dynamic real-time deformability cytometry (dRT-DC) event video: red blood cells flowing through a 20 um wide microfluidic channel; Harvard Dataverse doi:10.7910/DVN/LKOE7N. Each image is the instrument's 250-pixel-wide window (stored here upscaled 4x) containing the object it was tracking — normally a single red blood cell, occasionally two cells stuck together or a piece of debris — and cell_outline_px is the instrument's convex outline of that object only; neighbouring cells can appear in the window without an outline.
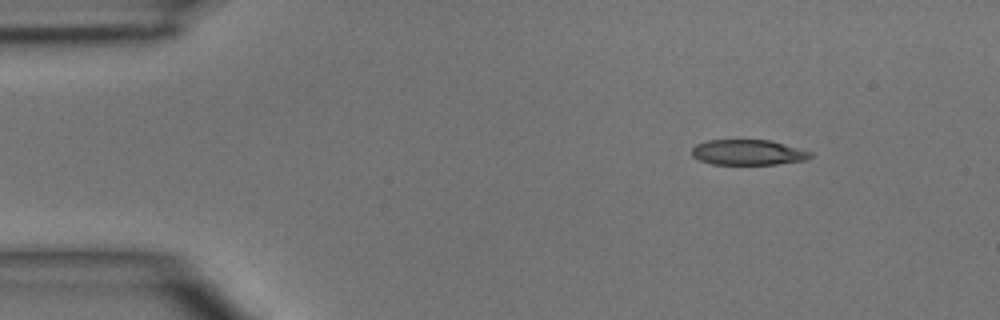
{"species": "common noctule bat (a hibernating species)", "species_latin": "Nyctalus noctula", "temperature_condition": "room temperature", "stored_images_in_passage": 3, "camera_frame_rate_fps": 3000, "um_per_image_px": 0.085, "animal": {"sex": "male", "body_mass_g": 15.6}, "frame": {"image": 1, "passage_image": 1, "time_ms": 0.0, "image_size_px": [1000, 320], "cell_outline_px": [[812, 156], [808, 160], [776, 164], [712, 164], [700, 160], [692, 156], [692, 148], [696, 144], [708, 140], [772, 140], [812, 152]], "centroid_in_image_um": [63.61, 12.95], "position_along_channel_um": 21.4, "area_um2": 17.57}}